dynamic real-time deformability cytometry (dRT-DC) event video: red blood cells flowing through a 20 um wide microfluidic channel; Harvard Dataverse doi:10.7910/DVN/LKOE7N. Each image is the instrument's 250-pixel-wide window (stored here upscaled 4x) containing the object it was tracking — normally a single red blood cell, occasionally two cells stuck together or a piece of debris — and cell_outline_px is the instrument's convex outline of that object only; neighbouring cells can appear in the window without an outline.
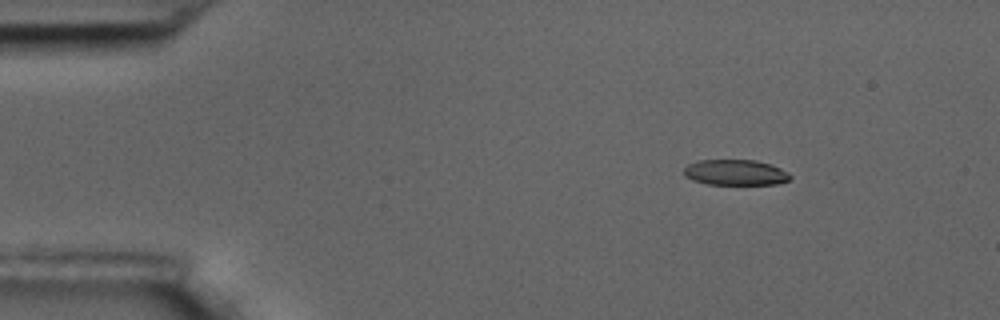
{"species": "common noctule bat (a hibernating species)", "species_latin": "Nyctalus noctula", "temperature_condition": "room temperature", "stored_images_in_passage": 8, "camera_frame_rate_fps": 3000, "um_per_image_px": 0.085, "animal": {"sex": "male", "body_mass_g": 17.5, "forearm_length_mm": 52.3}, "frame": {"image": 1, "passage_image": 2, "time_ms": 0.333, "image_size_px": [1000, 320], "cell_outline_px": [[792, 176], [788, 180], [776, 184], [708, 184], [692, 180], [684, 176], [684, 168], [688, 164], [696, 160], [756, 160], [780, 168], [788, 172]], "centroid_in_image_um": [62.48, 14.65], "position_along_channel_um": 22.5, "area_um2": 15.84}}
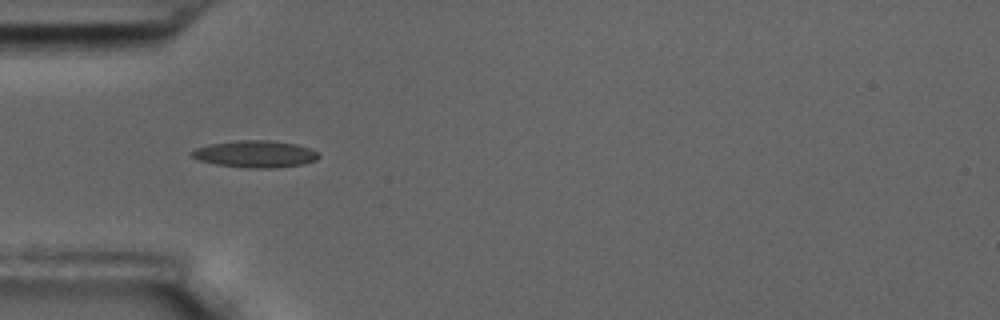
{"frame": {"image": 2, "passage_image": 5, "time_ms": 1.333, "image_size_px": [1000, 320], "cell_outline_px": [[320, 156], [316, 160], [300, 164], [272, 168], [248, 168], [216, 164], [200, 160], [192, 156], [188, 152], [196, 148], [208, 144], [240, 140], [268, 140], [296, 144], [308, 148], [316, 152]], "centroid_in_image_um": [21.65, 13.08], "position_along_channel_um": 63.3, "area_um2": 19.71}}
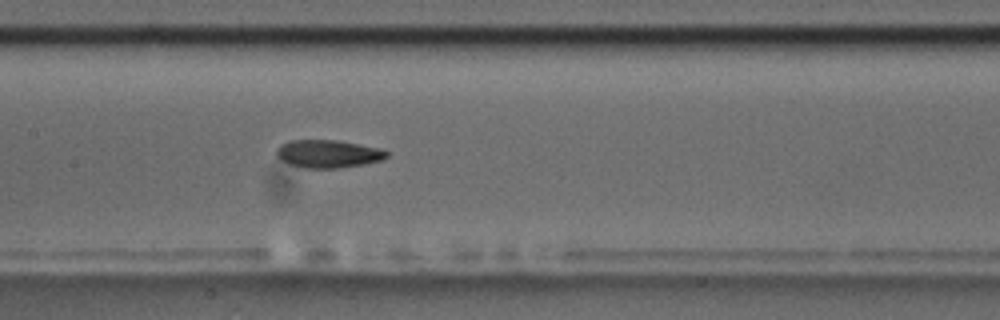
{"frame": {"image": 3, "passage_image": 8, "time_ms": 2.333, "image_size_px": [1000, 320], "cell_outline_px": [[388, 156], [384, 160], [364, 164], [336, 168], [304, 168], [288, 164], [280, 160], [276, 156], [276, 148], [280, 144], [288, 140], [336, 140], [384, 148], [388, 152]], "centroid_in_image_um": [27.89, 13.07], "position_along_channel_um": 179.5, "area_um2": 18.26}}